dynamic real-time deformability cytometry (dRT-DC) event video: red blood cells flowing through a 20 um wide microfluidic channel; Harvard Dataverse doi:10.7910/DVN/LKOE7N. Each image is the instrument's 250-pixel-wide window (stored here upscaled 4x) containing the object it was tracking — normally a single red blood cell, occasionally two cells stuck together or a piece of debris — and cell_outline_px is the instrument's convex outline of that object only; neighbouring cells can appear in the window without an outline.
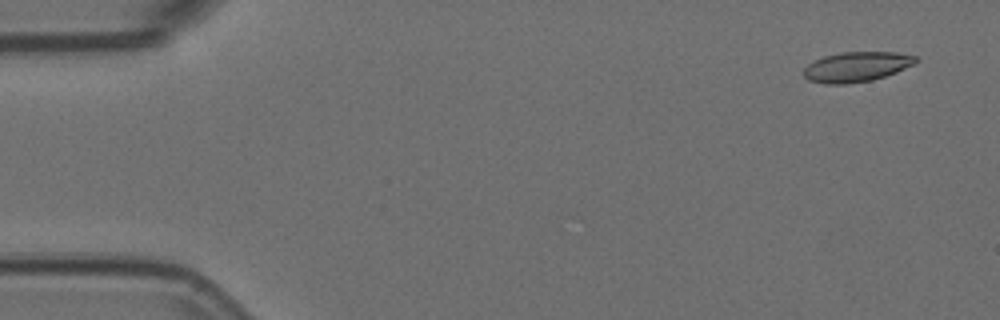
{"species": "Egyptian fruit bat (a non-hibernating species)", "species_latin": "Rousettus aegyptiacus", "temperature_condition": "room temperature", "stored_images_in_passage": 6, "camera_frame_rate_fps": 3000, "um_per_image_px": 0.085, "animal": {"sex": "female"}, "frame": {"image": 1, "passage_image": 1, "time_ms": 0.0, "image_size_px": [1000, 320], "cell_outline_px": [[920, 60], [916, 64], [896, 72], [872, 80], [844, 84], [824, 84], [808, 80], [804, 76], [804, 68], [808, 64], [824, 56], [840, 52], [896, 52], [916, 56]], "centroid_in_image_um": [72.83, 5.67], "position_along_channel_um": 12.2, "area_um2": 19.65}}
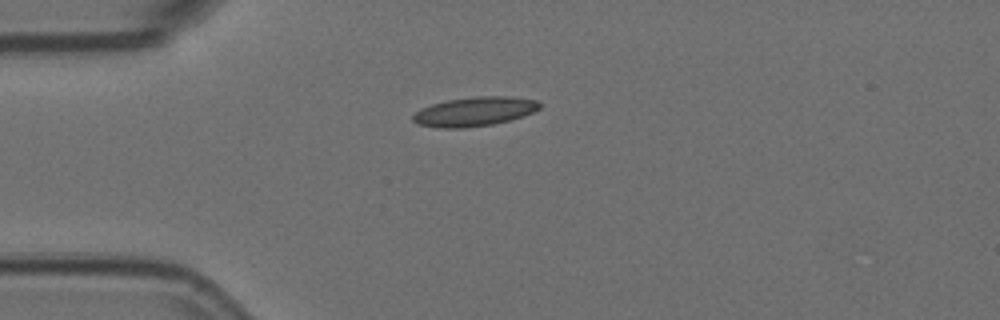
{"frame": {"image": 2, "passage_image": 4, "time_ms": 1.0, "image_size_px": [1000, 320], "cell_outline_px": [[540, 108], [524, 116], [492, 124], [464, 128], [436, 128], [416, 124], [412, 120], [412, 116], [420, 108], [432, 104], [448, 100], [476, 96], [512, 96], [536, 100], [540, 104]], "centroid_in_image_um": [40.3, 9.48], "position_along_channel_um": 44.7, "area_um2": 21.62}}
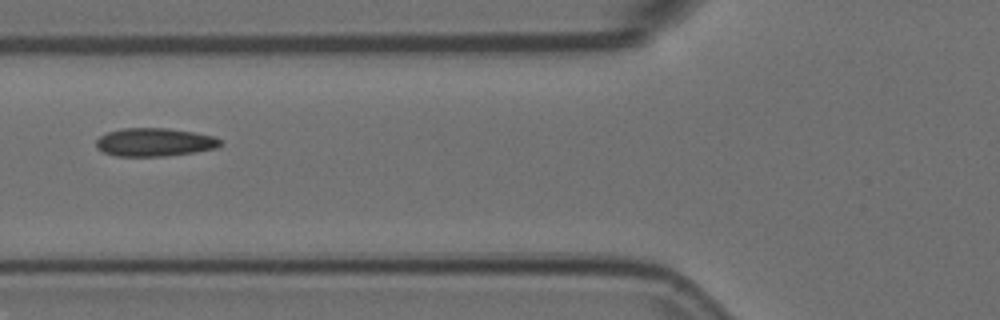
{"frame": {"image": 3, "passage_image": 6, "time_ms": 1.667, "image_size_px": [1000, 320], "cell_outline_px": [[220, 144], [216, 148], [196, 152], [168, 156], [116, 156], [104, 152], [96, 148], [96, 140], [100, 136], [108, 132], [120, 128], [168, 128], [192, 132], [212, 136], [220, 140]], "centroid_in_image_um": [13.1, 12.09], "position_along_channel_um": 112.7, "area_um2": 20.4}}